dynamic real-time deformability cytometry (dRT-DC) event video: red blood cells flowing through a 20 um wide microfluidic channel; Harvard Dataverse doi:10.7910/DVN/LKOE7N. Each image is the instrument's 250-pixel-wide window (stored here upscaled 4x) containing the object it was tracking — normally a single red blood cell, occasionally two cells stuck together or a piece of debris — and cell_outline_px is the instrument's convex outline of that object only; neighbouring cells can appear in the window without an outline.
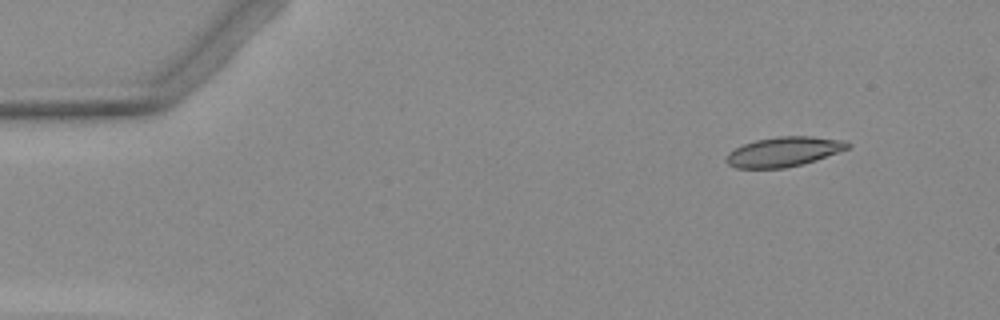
{"species": "Egyptian fruit bat (a non-hibernating species)", "species_latin": "Rousettus aegyptiacus", "temperature_condition": "warm", "stored_images_in_passage": 4, "camera_frame_rate_fps": 3000, "um_per_image_px": 0.085, "animal": {"sex": "female"}, "frame": {"image": 1, "passage_image": 1, "time_ms": 0.0, "image_size_px": [1000, 320], "cell_outline_px": [[852, 144], [848, 148], [816, 160], [804, 164], [784, 168], [736, 168], [728, 164], [724, 160], [728, 152], [744, 144], [756, 140], [776, 136], [812, 136], [844, 140]], "centroid_in_image_um": [66.61, 12.89], "position_along_channel_um": 18.4, "area_um2": 21.04}}
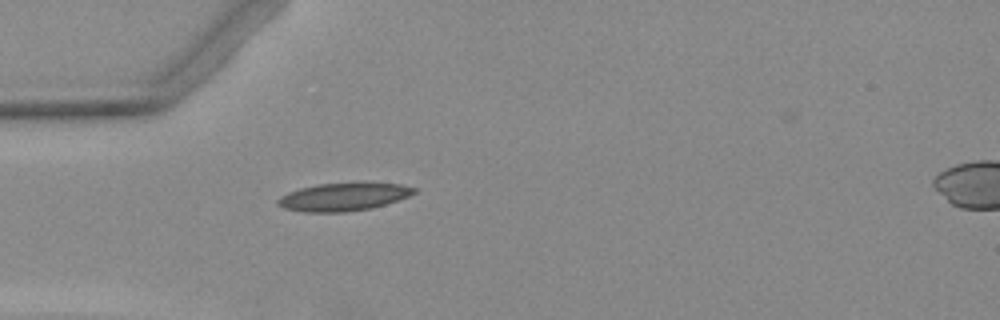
{"frame": {"image": 2, "passage_image": 4, "time_ms": 3.333, "image_size_px": [1000, 320], "cell_outline_px": [[416, 192], [408, 196], [372, 208], [344, 212], [304, 212], [284, 208], [276, 204], [276, 200], [280, 196], [288, 192], [300, 188], [316, 184], [360, 180], [364, 180], [400, 184], [416, 188]], "centroid_in_image_um": [29.2, 16.68], "position_along_channel_um": 55.8, "area_um2": 22.95}}